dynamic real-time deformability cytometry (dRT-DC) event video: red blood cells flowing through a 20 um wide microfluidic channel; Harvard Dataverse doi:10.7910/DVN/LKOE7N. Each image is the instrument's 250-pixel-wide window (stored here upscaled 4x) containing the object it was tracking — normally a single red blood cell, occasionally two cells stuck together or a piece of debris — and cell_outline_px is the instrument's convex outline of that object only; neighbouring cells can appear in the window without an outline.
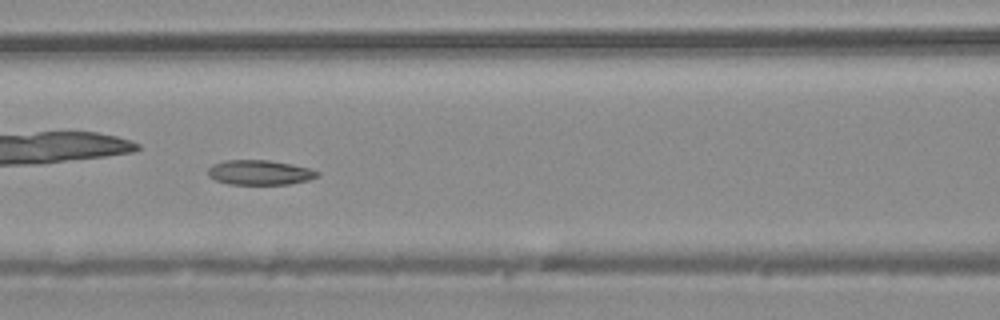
{"species": "common noctule bat (a hibernating species)", "species_latin": "Nyctalus noctula", "temperature_condition": "warm", "stored_images_in_passage": 47, "camera_frame_rate_fps": 3000, "um_per_image_px": 0.085, "animal": {"sex": "male", "body_mass_g": 20.4}, "frame": {"image": 1, "passage_image": 21, "time_ms": 6.667, "image_size_px": [1000, 320], "cell_outline_px": [[320, 176], [308, 180], [288, 184], [228, 184], [216, 180], [208, 176], [208, 168], [212, 164], [224, 160], [268, 160], [292, 164], [308, 168], [320, 172]], "centroid_in_image_um": [22.07, 14.66], "position_along_channel_um": 144.5, "area_um2": 15.84}}
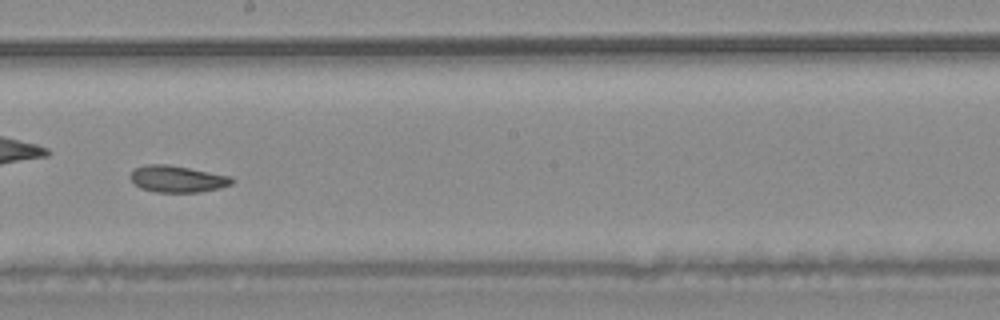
{"frame": {"image": 2, "passage_image": 27, "time_ms": 8.667, "image_size_px": [1000, 320], "cell_outline_px": [[236, 180], [232, 184], [220, 188], [200, 192], [156, 192], [140, 188], [128, 176], [136, 168], [144, 164], [168, 164], [232, 176]], "centroid_in_image_um": [15.1, 15.21], "position_along_channel_um": 233.1, "area_um2": 15.9}}